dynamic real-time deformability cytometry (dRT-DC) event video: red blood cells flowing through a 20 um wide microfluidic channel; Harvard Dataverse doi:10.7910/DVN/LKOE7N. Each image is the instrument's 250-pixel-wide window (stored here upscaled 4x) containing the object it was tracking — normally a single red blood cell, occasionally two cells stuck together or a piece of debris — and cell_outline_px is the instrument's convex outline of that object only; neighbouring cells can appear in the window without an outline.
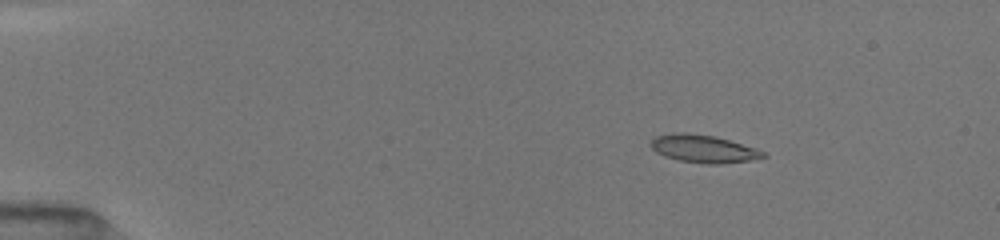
{"species": "common noctule bat (a hibernating species)", "species_latin": "Nyctalus noctula", "temperature_condition": "room temperature", "stored_images_in_passage": 44, "camera_frame_rate_fps": 3000, "um_per_image_px": 0.085, "animal": {"sex": "female", "body_mass_g": 19.5, "forearm_length_mm": 54.1}, "frame": {"image": 1, "passage_image": 1, "time_ms": 0.0, "image_size_px": [1000, 240], "cell_outline_px": [[768, 156], [748, 160], [720, 164], [708, 164], [676, 160], [664, 156], [656, 152], [652, 148], [652, 140], [656, 136], [672, 132], [688, 132], [716, 136], [756, 148], [764, 152]], "centroid_in_image_um": [59.78, 12.63], "position_along_channel_um": 25.2, "area_um2": 18.21}}
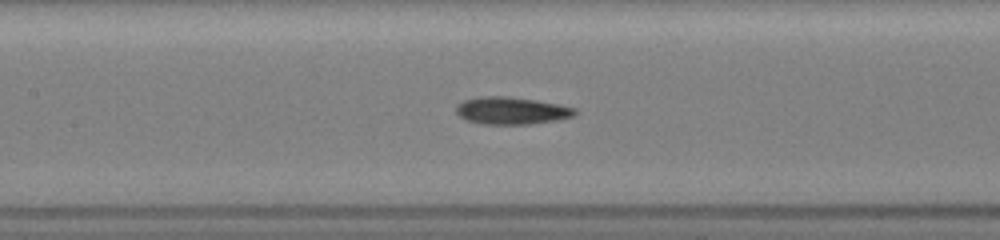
{"frame": {"image": 2, "passage_image": 18, "time_ms": 5.667, "image_size_px": [1000, 240], "cell_outline_px": [[576, 112], [572, 116], [556, 120], [528, 124], [484, 124], [468, 120], [460, 116], [456, 112], [456, 104], [464, 100], [480, 96], [508, 96], [536, 100], [576, 108]], "centroid_in_image_um": [43.44, 9.39], "position_along_channel_um": 164.0, "area_um2": 18.73}}
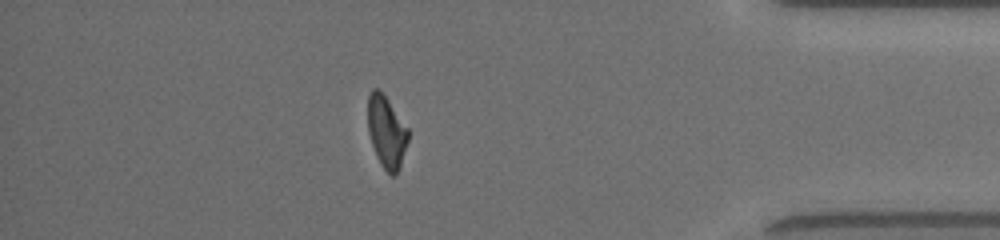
{"frame": {"image": 3, "passage_image": 38, "time_ms": 12.333, "image_size_px": [1000, 240], "cell_outline_px": [[408, 140], [400, 164], [396, 172], [392, 176], [380, 164], [376, 156], [368, 132], [368, 96], [372, 88], [380, 88], [384, 92], [408, 128]], "centroid_in_image_um": [32.83, 11.13], "position_along_channel_um": 402.4, "area_um2": 16.94}, "authors_computed_cell_mechanics": {"area_um2": 18.1781, "velocity_mm_per_s": 4.0588, "shape_relaxation_time_tau1_ms": 5.5771, "shape_relaxation_time_tau2_ms": 3.2266, "deformation_change_tau1": 0.1809, "deformation_change_tau2": 0.1063}}